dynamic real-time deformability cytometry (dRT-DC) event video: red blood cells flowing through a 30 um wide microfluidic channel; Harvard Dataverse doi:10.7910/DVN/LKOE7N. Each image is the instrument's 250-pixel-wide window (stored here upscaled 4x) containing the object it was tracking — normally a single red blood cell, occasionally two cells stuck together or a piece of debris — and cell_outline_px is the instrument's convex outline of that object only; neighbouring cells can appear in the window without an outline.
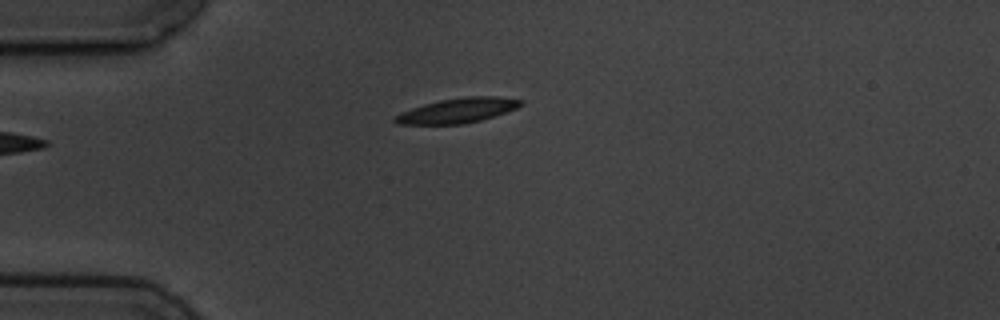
{"species": "common noctule bat (a hibernating species)", "species_latin": "Nyctalus noctula", "temperature_condition": "cold", "stored_images_in_passage": 5, "camera_frame_rate_fps": 3000, "um_per_image_px": 0.085, "animal": {"sex": "male", "body_mass_g": 19.5, "forearm_length_mm": 54.6}, "frame": {"image": 1, "passage_image": 5, "time_ms": 4.667, "image_size_px": [1000, 320], "cell_outline_px": [[524, 104], [516, 108], [480, 120], [464, 124], [396, 124], [392, 120], [392, 116], [400, 112], [424, 104], [440, 100], [464, 96], [500, 96], [524, 100]], "centroid_in_image_um": [38.87, 9.38], "position_along_channel_um": 46.1, "area_um2": 18.26}}